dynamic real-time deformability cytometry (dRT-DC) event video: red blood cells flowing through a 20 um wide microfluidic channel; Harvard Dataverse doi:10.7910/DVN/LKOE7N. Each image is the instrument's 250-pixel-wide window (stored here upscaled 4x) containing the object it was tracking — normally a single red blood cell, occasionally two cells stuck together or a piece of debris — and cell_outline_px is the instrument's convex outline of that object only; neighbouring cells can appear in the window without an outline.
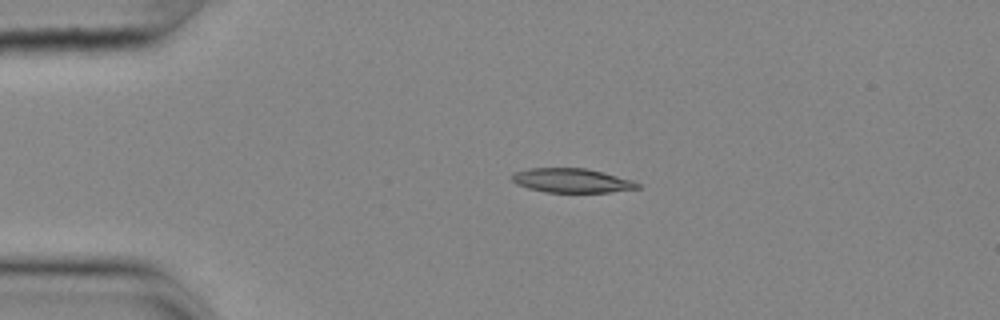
{"species": "common noctule bat (a hibernating species)", "species_latin": "Nyctalus noctula", "temperature_condition": "cold", "stored_images_in_passage": 44, "camera_frame_rate_fps": 3000, "um_per_image_px": 0.085, "animal": {"sex": "female", "body_mass_g": 25.1}, "frame": {"image": 1, "passage_image": 1, "time_ms": 0.0, "image_size_px": [1000, 320], "cell_outline_px": [[640, 188], [608, 192], [544, 192], [528, 188], [516, 184], [512, 180], [512, 172], [528, 168], [584, 168], [604, 172], [632, 180], [640, 184]], "centroid_in_image_um": [48.57, 15.34], "position_along_channel_um": 36.4, "area_um2": 17.74}}
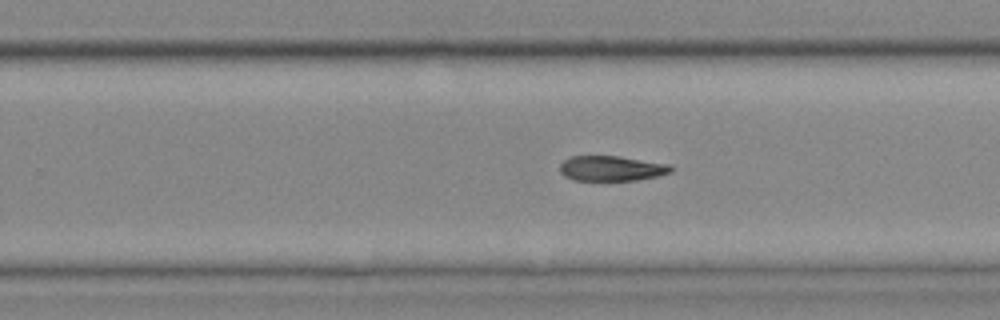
{"frame": {"image": 2, "passage_image": 24, "time_ms": 7.667, "image_size_px": [1000, 320], "cell_outline_px": [[672, 172], [656, 176], [636, 180], [572, 180], [564, 176], [560, 172], [560, 164], [568, 156], [620, 156], [668, 164], [672, 168]], "centroid_in_image_um": [51.93, 14.31], "position_along_channel_um": 277.9, "area_um2": 16.24}}
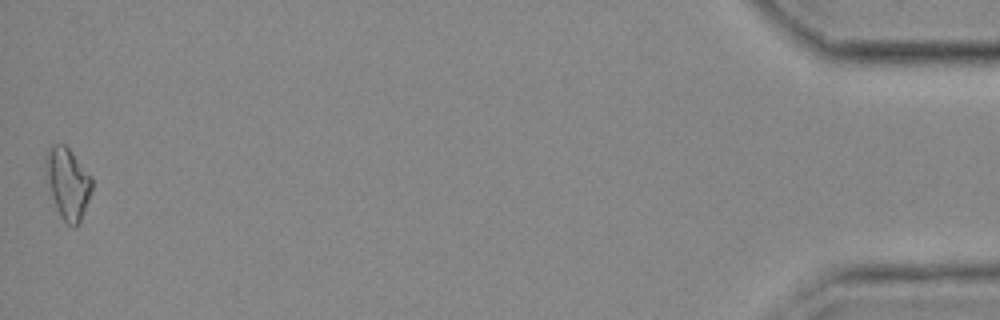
{"frame": {"image": 3, "passage_image": 44, "time_ms": 14.333, "image_size_px": [1000, 320], "cell_outline_px": [[92, 188], [80, 224], [76, 228], [68, 224], [60, 216], [56, 208], [48, 184], [44, 168], [44, 156], [52, 144], [64, 144], [68, 148], [92, 176]], "centroid_in_image_um": [5.75, 15.58], "position_along_channel_um": 429.5, "area_um2": 19.25}}